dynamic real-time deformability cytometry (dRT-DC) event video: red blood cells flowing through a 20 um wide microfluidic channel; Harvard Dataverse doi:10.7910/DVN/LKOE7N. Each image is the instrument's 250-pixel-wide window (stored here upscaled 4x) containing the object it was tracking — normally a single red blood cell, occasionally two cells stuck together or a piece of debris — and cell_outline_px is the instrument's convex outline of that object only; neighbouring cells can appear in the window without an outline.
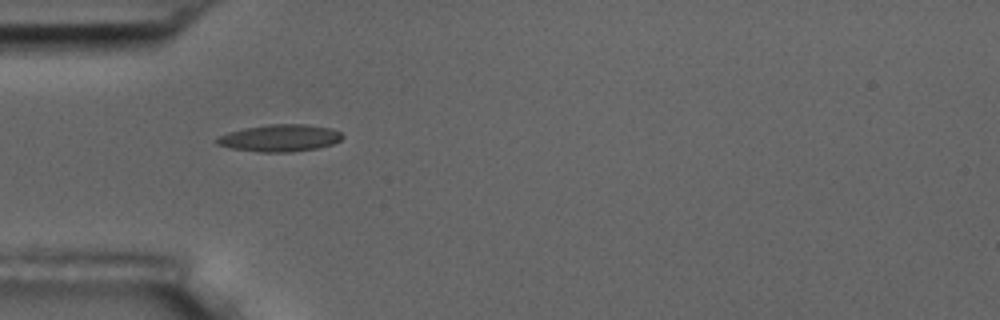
{"species": "common noctule bat (a hibernating species)", "species_latin": "Nyctalus noctula", "temperature_condition": "room temperature", "stored_images_in_passage": 2, "camera_frame_rate_fps": 3000, "um_per_image_px": 0.085, "animal": {"sex": "male", "body_mass_g": 17.5, "forearm_length_mm": 52.3}, "frame": {"image": 1, "passage_image": 1, "time_ms": 0.0, "image_size_px": [1000, 320], "cell_outline_px": [[344, 136], [340, 140], [332, 144], [316, 148], [292, 152], [260, 152], [232, 148], [216, 144], [212, 140], [228, 132], [244, 128], [268, 124], [304, 124], [332, 128], [340, 132]], "centroid_in_image_um": [23.77, 11.73], "position_along_channel_um": 61.2, "area_um2": 19.83}}